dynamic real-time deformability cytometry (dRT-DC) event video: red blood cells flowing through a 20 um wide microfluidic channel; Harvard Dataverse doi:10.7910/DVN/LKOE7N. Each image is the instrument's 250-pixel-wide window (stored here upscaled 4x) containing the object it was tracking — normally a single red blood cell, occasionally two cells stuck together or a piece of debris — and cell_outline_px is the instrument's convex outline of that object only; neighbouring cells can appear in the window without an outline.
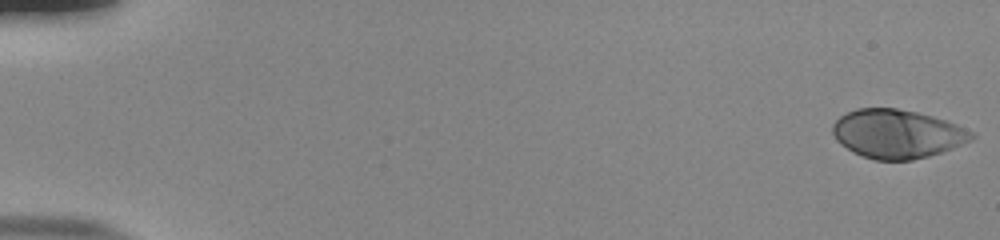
{"species": "human", "species_latin": "Homo sapiens", "temperature_condition": "room temperature", "stored_images_in_passage": 54, "camera_frame_rate_fps": 3000, "um_per_image_px": 0.085, "donor": {"sex": "male"}, "frame": {"image": 1, "passage_image": 1, "time_ms": 0.0, "image_size_px": [1000, 240], "cell_outline_px": [[976, 136], [952, 148], [928, 156], [912, 160], [876, 160], [852, 152], [840, 144], [836, 140], [832, 132], [832, 124], [840, 116], [856, 108], [896, 108], [916, 112], [932, 116], [956, 124], [972, 132]], "centroid_in_image_um": [76.2, 11.37], "position_along_channel_um": 8.8, "area_um2": 39.13}}
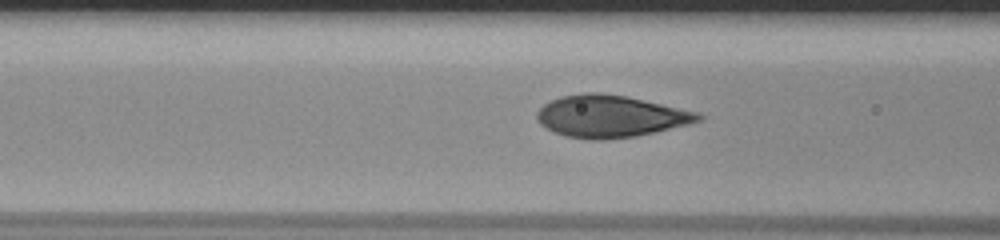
{"frame": {"image": 2, "passage_image": 23, "time_ms": 7.333, "image_size_px": [1000, 240], "cell_outline_px": [[704, 116], [700, 120], [688, 124], [636, 136], [604, 140], [588, 140], [564, 136], [540, 124], [536, 120], [536, 112], [544, 104], [560, 96], [584, 92], [600, 92], [624, 96], [700, 112]], "centroid_in_image_um": [51.85, 9.88], "position_along_channel_um": 114.7, "area_um2": 39.48}}
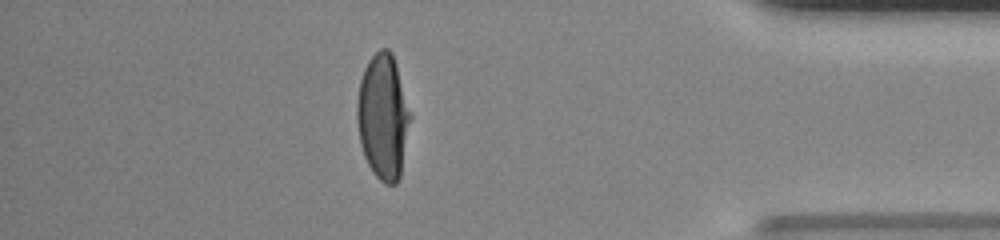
{"frame": {"image": 3, "passage_image": 48, "time_ms": 15.667, "image_size_px": [1000, 240], "cell_outline_px": [[412, 116], [400, 176], [396, 184], [384, 184], [372, 172], [364, 156], [360, 144], [356, 120], [356, 104], [360, 80], [364, 68], [368, 60], [380, 48], [388, 48], [392, 52], [412, 112]], "centroid_in_image_um": [32.57, 9.91], "position_along_channel_um": 402.6, "area_um2": 39.48}, "authors_computed_cell_mechanics": {"area_um2": 39.1595, "velocity_mm_per_s": 3.8327, "shape_relaxation_time_tau1_ms": 4.0986, "shape_relaxation_time_tau2_ms": null, "deformation_change_tau1": 0.2167, "deformation_change_tau2": null}}